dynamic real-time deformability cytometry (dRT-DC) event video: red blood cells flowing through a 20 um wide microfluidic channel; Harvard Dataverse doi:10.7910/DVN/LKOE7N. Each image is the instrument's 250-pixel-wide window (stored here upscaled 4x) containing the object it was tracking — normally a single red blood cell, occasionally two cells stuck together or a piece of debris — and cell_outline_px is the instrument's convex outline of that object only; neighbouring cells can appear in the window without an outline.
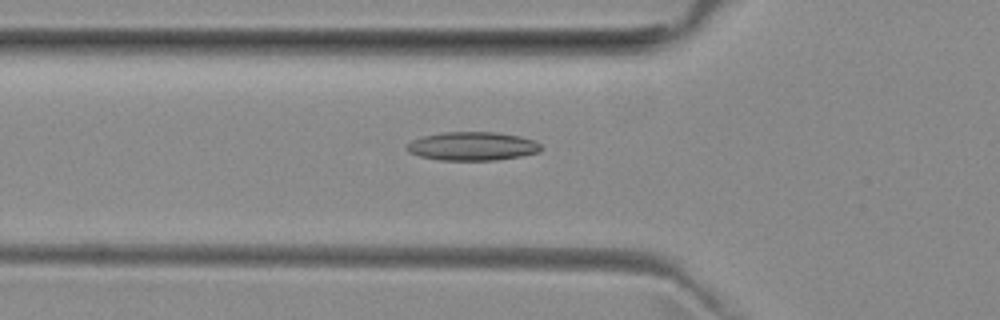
{"species": "common noctule bat (a hibernating species)", "species_latin": "Nyctalus noctula", "temperature_condition": "room temperature", "stored_images_in_passage": 53, "camera_frame_rate_fps": 3000, "um_per_image_px": 0.085, "animal": {"sex": "female", "body_mass_g": 29.2, "forearm_length_mm": 56.3}, "frame": {"image": 1, "passage_image": 18, "time_ms": 5.667, "image_size_px": [1000, 320], "cell_outline_px": [[544, 148], [540, 152], [520, 156], [496, 160], [440, 160], [420, 156], [408, 152], [404, 148], [404, 144], [412, 140], [424, 136], [440, 132], [496, 132], [520, 136], [532, 140], [540, 144]], "centroid_in_image_um": [40.13, 12.42], "position_along_channel_um": 85.7, "area_um2": 22.54}}
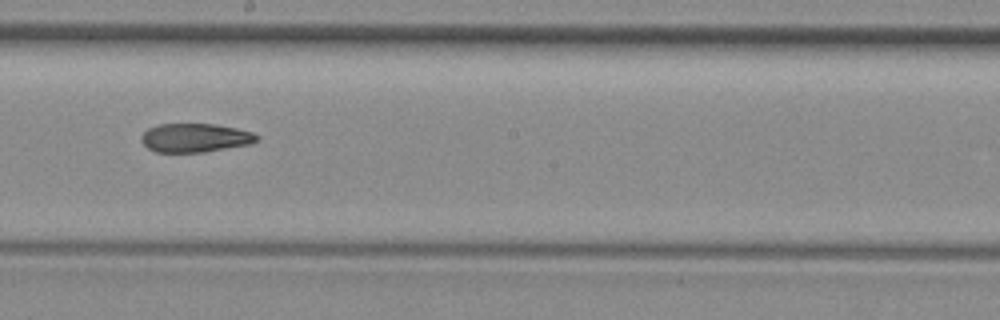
{"frame": {"image": 2, "passage_image": 29, "time_ms": 9.333, "image_size_px": [1000, 320], "cell_outline_px": [[260, 136], [256, 140], [248, 144], [204, 152], [156, 152], [148, 148], [140, 140], [140, 136], [148, 128], [156, 124], [216, 124], [236, 128], [252, 132]], "centroid_in_image_um": [16.54, 11.7], "position_along_channel_um": 231.7, "area_um2": 19.31}}
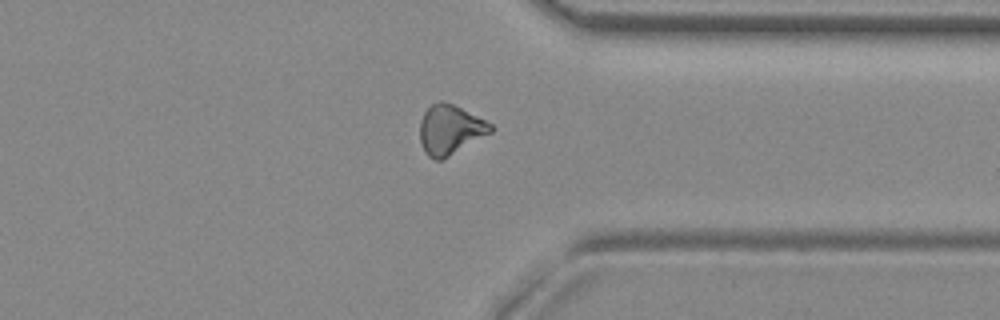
{"frame": {"image": 3, "passage_image": 40, "time_ms": 13.0, "image_size_px": [1000, 320], "cell_outline_px": [[492, 132], [448, 156], [440, 160], [436, 160], [428, 156], [420, 140], [420, 120], [424, 112], [436, 100], [440, 100], [452, 104], [492, 124]], "centroid_in_image_um": [38.23, 11.01], "position_along_channel_um": 373.2, "area_um2": 20.0}, "authors_computed_cell_mechanics": {"area_um2": 20.5768, "velocity_mm_per_s": 3.9694, "shape_relaxation_time_tau1_ms": null, "shape_relaxation_time_tau2_ms": 3.3907, "deformation_change_tau1": null, "deformation_change_tau2": 0.1079}}